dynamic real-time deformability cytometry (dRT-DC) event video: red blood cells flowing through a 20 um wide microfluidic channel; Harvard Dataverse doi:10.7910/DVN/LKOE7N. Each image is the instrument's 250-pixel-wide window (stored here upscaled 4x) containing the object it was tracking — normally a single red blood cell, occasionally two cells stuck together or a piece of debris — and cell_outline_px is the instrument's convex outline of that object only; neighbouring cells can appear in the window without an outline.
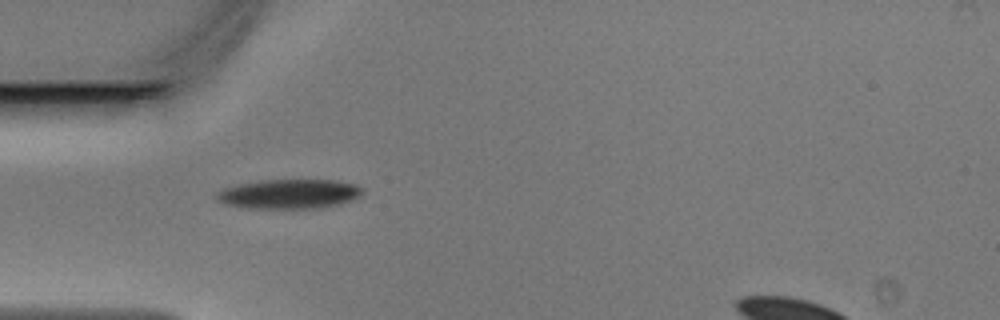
{"species": "Egyptian fruit bat (a non-hibernating species)", "species_latin": "Rousettus aegyptiacus", "temperature_condition": "warm", "stored_images_in_passage": 33, "camera_frame_rate_fps": 3000, "um_per_image_px": 0.085, "animal": {"sex": "male"}, "frame": {"image": 1, "passage_image": 1, "time_ms": 0.0, "image_size_px": [1000, 320], "cell_outline_px": [[364, 192], [360, 196], [352, 200], [340, 204], [320, 208], [244, 208], [224, 204], [216, 200], [216, 192], [224, 188], [240, 184], [264, 180], [336, 180], [356, 184], [364, 188]], "centroid_in_image_um": [24.6, 16.49], "position_along_channel_um": 60.4, "area_um2": 25.26}}
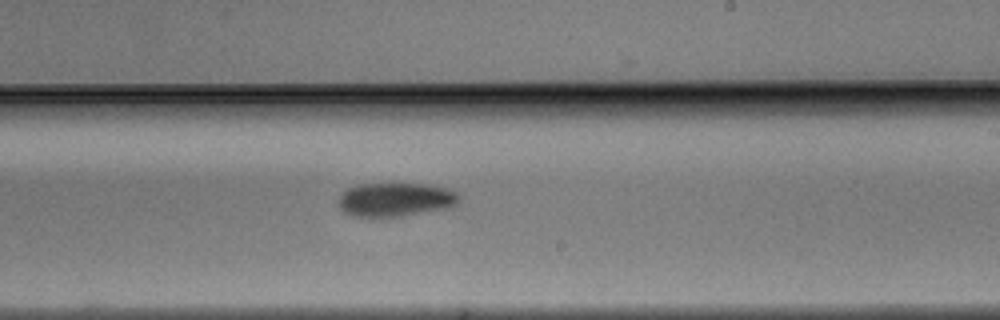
{"frame": {"image": 2, "passage_image": 15, "time_ms": 4.667, "image_size_px": [1000, 320], "cell_outline_px": [[460, 204], [448, 208], [400, 216], [356, 216], [340, 208], [340, 196], [348, 188], [356, 184], [428, 184], [448, 188], [456, 192], [460, 196]], "centroid_in_image_um": [33.71, 16.95], "position_along_channel_um": 255.3, "area_um2": 23.52}}
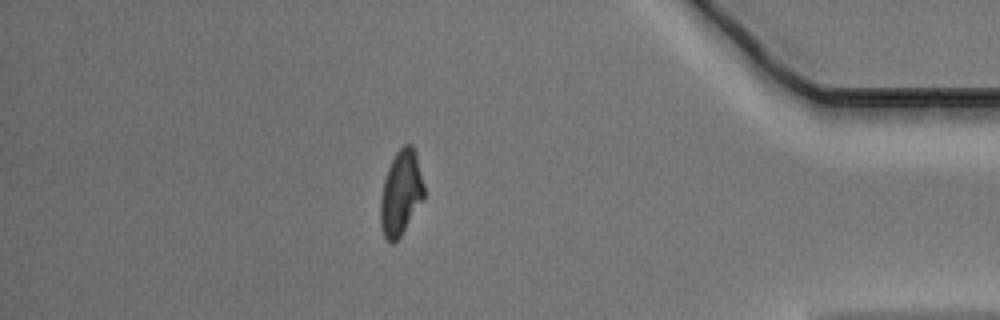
{"frame": {"image": 3, "passage_image": 28, "time_ms": 9.0, "image_size_px": [1000, 320], "cell_outline_px": [[424, 196], [400, 236], [392, 244], [384, 236], [380, 224], [380, 196], [384, 180], [388, 168], [396, 152], [404, 144], [412, 144], [416, 152], [424, 184]], "centroid_in_image_um": [34.06, 16.36], "position_along_channel_um": 401.1, "area_um2": 21.27}}